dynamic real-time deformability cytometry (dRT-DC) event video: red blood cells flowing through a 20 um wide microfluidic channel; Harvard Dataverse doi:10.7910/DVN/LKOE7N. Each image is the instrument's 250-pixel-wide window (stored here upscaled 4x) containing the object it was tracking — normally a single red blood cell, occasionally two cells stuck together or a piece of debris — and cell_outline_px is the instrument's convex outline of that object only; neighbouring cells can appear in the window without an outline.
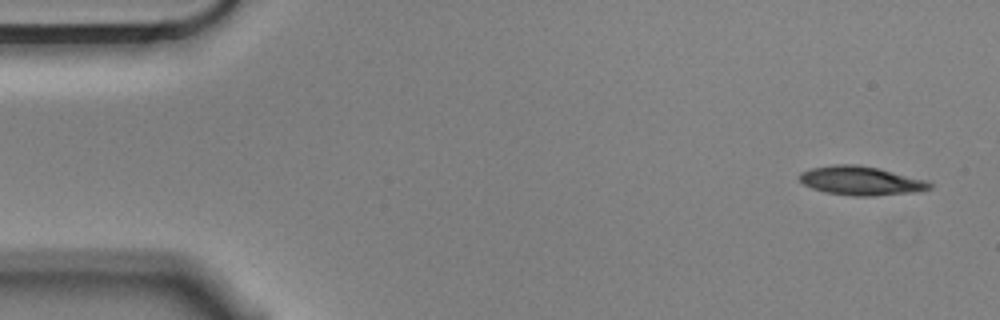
{"species": "Egyptian fruit bat (a non-hibernating species)", "species_latin": "Rousettus aegyptiacus", "temperature_condition": "cold", "stored_images_in_passage": 4, "camera_frame_rate_fps": 3000, "um_per_image_px": 0.085, "animal": {"sex": "male"}, "frame": {"image": 1, "passage_image": 1, "time_ms": 0.0, "image_size_px": [1000, 320], "cell_outline_px": [[932, 188], [912, 192], [872, 196], [852, 196], [824, 192], [812, 188], [804, 184], [800, 180], [800, 172], [812, 168], [836, 164], [856, 164], [876, 168], [924, 180], [932, 184]], "centroid_in_image_um": [73.12, 15.37], "position_along_channel_um": 11.9, "area_um2": 21.5}}
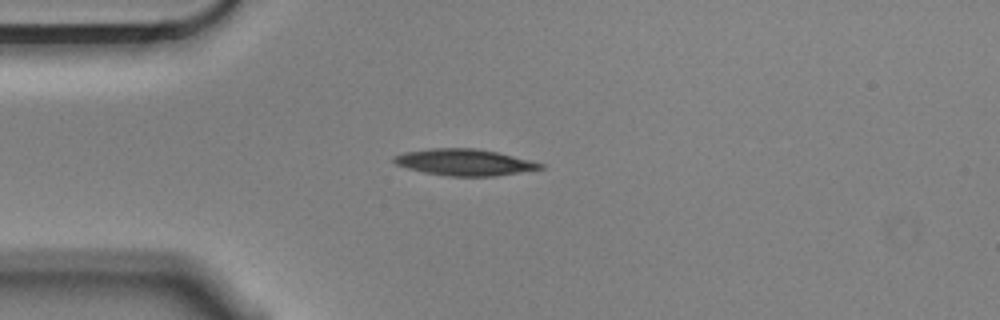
{"frame": {"image": 2, "passage_image": 4, "time_ms": 1.0, "image_size_px": [1000, 320], "cell_outline_px": [[544, 168], [496, 176], [448, 176], [424, 172], [408, 168], [396, 164], [392, 160], [392, 156], [404, 152], [432, 148], [476, 148], [496, 152], [544, 164]], "centroid_in_image_um": [39.44, 13.79], "position_along_channel_um": 45.6, "area_um2": 22.37}}